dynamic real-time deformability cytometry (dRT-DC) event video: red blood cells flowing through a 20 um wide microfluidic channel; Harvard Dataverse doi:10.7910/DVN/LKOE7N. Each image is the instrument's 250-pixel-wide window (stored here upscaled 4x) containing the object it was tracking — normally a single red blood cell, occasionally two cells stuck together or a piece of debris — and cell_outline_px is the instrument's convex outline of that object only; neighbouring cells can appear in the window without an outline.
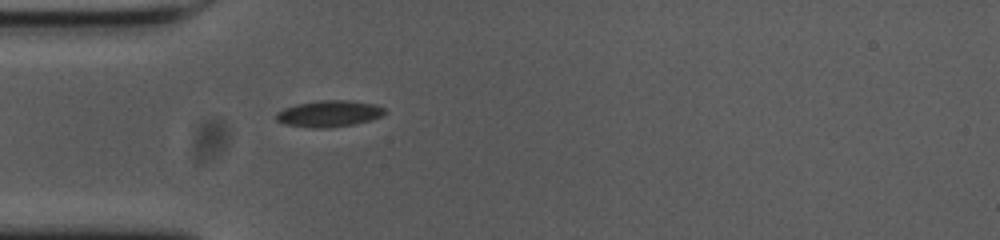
{"species": "common noctule bat (a hibernating species)", "species_latin": "Nyctalus noctula", "temperature_condition": "cold", "stored_images_in_passage": 41, "camera_frame_rate_fps": 3000, "um_per_image_px": 0.085, "animal": {"sex": "female", "body_mass_g": 23.0, "forearm_length_mm": 53.4}, "frame": {"image": 1, "passage_image": 1, "time_ms": 0.0, "image_size_px": [1000, 240], "cell_outline_px": [[388, 112], [384, 116], [352, 124], [324, 128], [312, 128], [284, 124], [276, 120], [276, 112], [284, 108], [296, 104], [320, 100], [348, 100], [376, 104], [384, 108]], "centroid_in_image_um": [27.98, 9.65], "position_along_channel_um": 57.0, "area_um2": 16.76}}
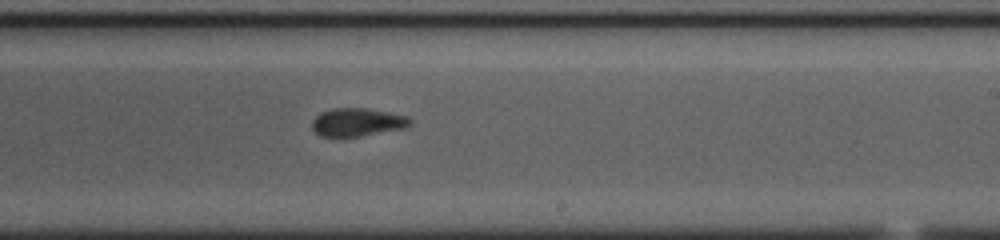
{"frame": {"image": 2, "passage_image": 18, "time_ms": 5.667, "image_size_px": [1000, 240], "cell_outline_px": [[412, 124], [404, 128], [360, 136], [320, 136], [312, 128], [312, 120], [320, 112], [332, 108], [368, 108], [408, 116], [412, 120]], "centroid_in_image_um": [30.38, 10.37], "position_along_channel_um": 258.6, "area_um2": 16.07}}
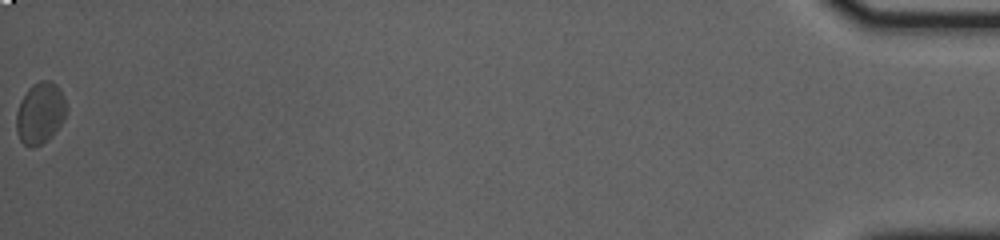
{"frame": {"image": 3, "passage_image": 41, "time_ms": 13.333, "image_size_px": [1000, 240], "cell_outline_px": [[68, 108], [64, 120], [52, 136], [40, 144], [24, 144], [20, 140], [16, 132], [16, 112], [20, 100], [28, 88], [32, 84], [40, 80], [52, 80], [56, 84], [64, 96]], "centroid_in_image_um": [3.43, 9.56], "position_along_channel_um": 431.8, "area_um2": 18.03}, "authors_computed_cell_mechanics": {"area_um2": 16.7042, "velocity_mm_per_s": 3.6228, "shape_relaxation_time_tau1_ms": 11.0138, "shape_relaxation_time_tau2_ms": 1.0699, "deformation_change_tau1": 0.1852, "deformation_change_tau2": 0.0569}}